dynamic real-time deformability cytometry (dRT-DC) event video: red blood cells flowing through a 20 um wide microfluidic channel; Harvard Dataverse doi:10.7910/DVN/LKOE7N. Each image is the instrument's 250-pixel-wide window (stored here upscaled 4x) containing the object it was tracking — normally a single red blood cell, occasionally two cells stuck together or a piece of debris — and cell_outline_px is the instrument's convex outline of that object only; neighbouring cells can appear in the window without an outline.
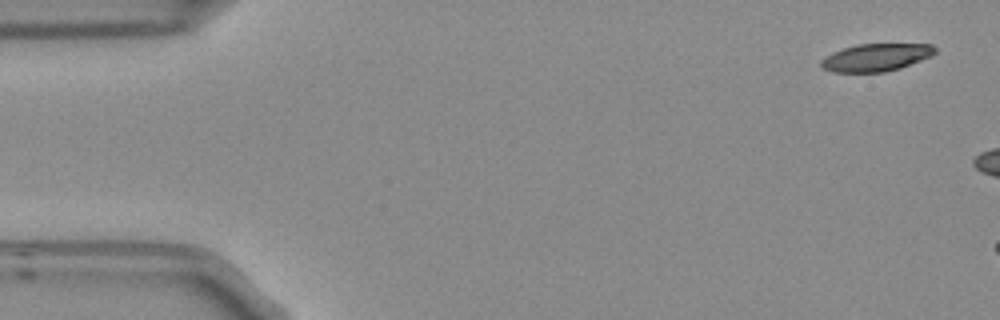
{"species": "Egyptian fruit bat (a non-hibernating species)", "species_latin": "Rousettus aegyptiacus", "temperature_condition": "room temperature", "stored_images_in_passage": 6, "segment_of_instrument_passage": [2, 2], "camera_frame_rate_fps": 3000, "um_per_image_px": 0.085, "frame": {"image": 1, "passage_image": 6, "time_ms": 1.667, "image_size_px": [1000, 320], "cell_outline_px": [[936, 52], [932, 56], [900, 68], [884, 72], [832, 72], [820, 68], [820, 60], [832, 52], [856, 44], [932, 44], [936, 48]], "centroid_in_image_um": [74.44, 4.88], "position_along_channel_um": 10.6, "area_um2": 18.44}}